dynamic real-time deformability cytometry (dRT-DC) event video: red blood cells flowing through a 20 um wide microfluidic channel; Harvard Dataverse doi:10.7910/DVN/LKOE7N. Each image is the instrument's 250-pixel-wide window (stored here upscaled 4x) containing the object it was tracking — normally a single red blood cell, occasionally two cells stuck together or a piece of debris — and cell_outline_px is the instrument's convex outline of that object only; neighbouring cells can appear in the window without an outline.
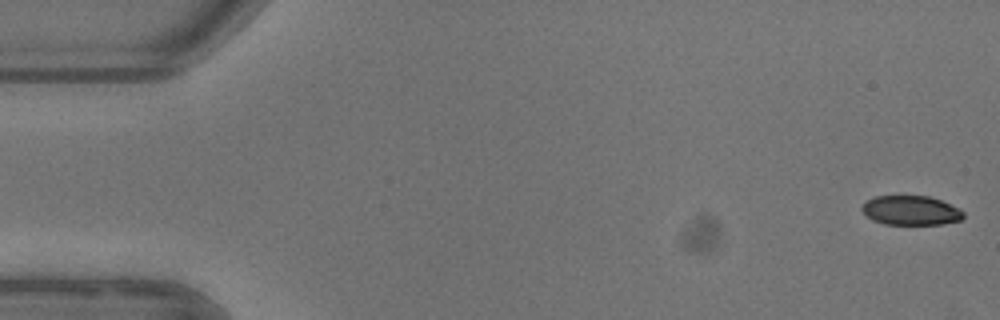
{"species": "common noctule bat (a hibernating species)", "species_latin": "Nyctalus noctula", "temperature_condition": "warm", "stored_images_in_passage": 34, "camera_frame_rate_fps": 3000, "um_per_image_px": 0.085, "animal": {"sex": "female"}, "frame": {"image": 1, "passage_image": 1, "time_ms": 0.0, "image_size_px": [1000, 320], "cell_outline_px": [[964, 216], [960, 220], [940, 224], [884, 224], [872, 220], [860, 208], [868, 200], [876, 196], [928, 196], [940, 200], [964, 212]], "centroid_in_image_um": [77.4, 17.89], "position_along_channel_um": 7.6, "area_um2": 17.05}}
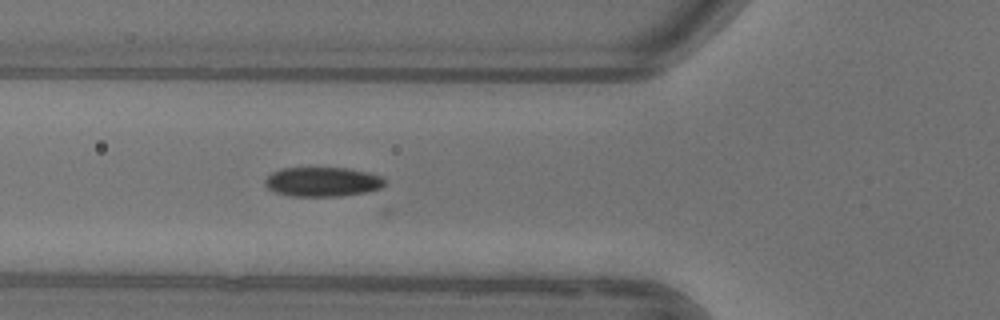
{"frame": {"image": 2, "passage_image": 19, "time_ms": 6.0, "image_size_px": [1000, 320], "cell_outline_px": [[384, 184], [380, 188], [364, 192], [340, 196], [288, 196], [272, 192], [264, 184], [264, 180], [272, 172], [284, 168], [348, 168], [368, 172], [384, 176]], "centroid_in_image_um": [27.38, 15.45], "position_along_channel_um": 98.4, "area_um2": 20.63}}
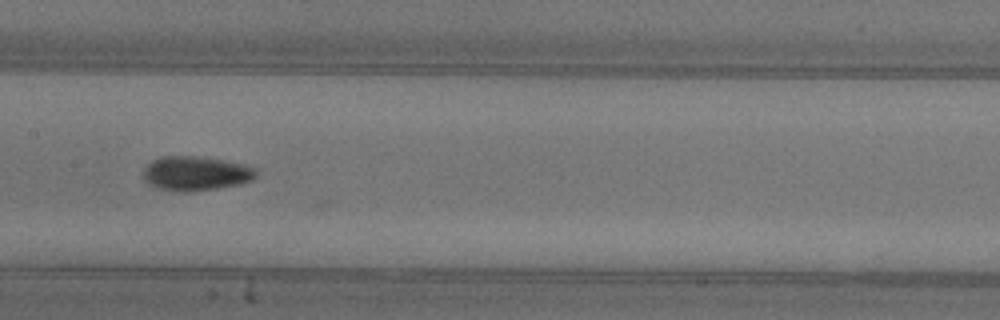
{"frame": {"image": 3, "passage_image": 26, "time_ms": 8.333, "image_size_px": [1000, 320], "cell_outline_px": [[256, 176], [252, 180], [240, 184], [220, 188], [192, 192], [180, 192], [160, 188], [148, 184], [144, 180], [144, 168], [152, 160], [160, 156], [196, 156], [224, 160], [244, 164], [256, 168]], "centroid_in_image_um": [16.65, 14.74], "position_along_channel_um": 190.8, "area_um2": 22.77}}